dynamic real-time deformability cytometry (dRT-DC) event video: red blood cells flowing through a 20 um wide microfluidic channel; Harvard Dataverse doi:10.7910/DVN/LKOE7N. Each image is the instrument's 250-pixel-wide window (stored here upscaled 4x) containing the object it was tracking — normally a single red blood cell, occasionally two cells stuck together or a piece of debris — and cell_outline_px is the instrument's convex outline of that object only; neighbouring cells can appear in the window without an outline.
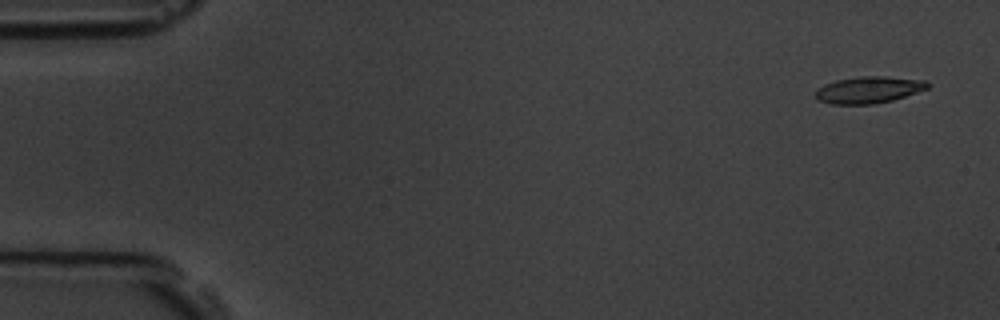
{"species": "common noctule bat (a hibernating species)", "species_latin": "Nyctalus noctula", "temperature_condition": "room temperature", "stored_images_in_passage": 6, "camera_frame_rate_fps": 3000, "um_per_image_px": 0.085, "animal": {"sex": "male", "body_mass_g": 19.5, "forearm_length_mm": 54.6}, "frame": {"image": 1, "passage_image": 1, "time_ms": 0.0, "image_size_px": [1000, 320], "cell_outline_px": [[932, 84], [928, 88], [892, 100], [872, 104], [832, 104], [820, 100], [816, 96], [816, 88], [824, 84], [836, 80], [860, 76], [884, 76], [928, 80]], "centroid_in_image_um": [73.87, 7.62], "position_along_channel_um": 11.1, "area_um2": 17.46}}
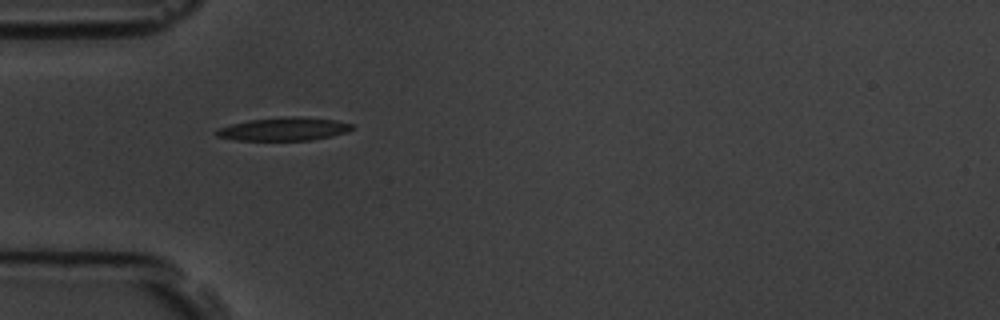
{"frame": {"image": 2, "passage_image": 5, "time_ms": 4.667, "image_size_px": [1000, 320], "cell_outline_px": [[356, 128], [348, 132], [312, 140], [236, 140], [216, 136], [216, 128], [248, 120], [284, 116], [300, 116], [336, 120], [352, 124]], "centroid_in_image_um": [24.15, 10.96], "position_along_channel_um": 60.8, "area_um2": 18.5}}
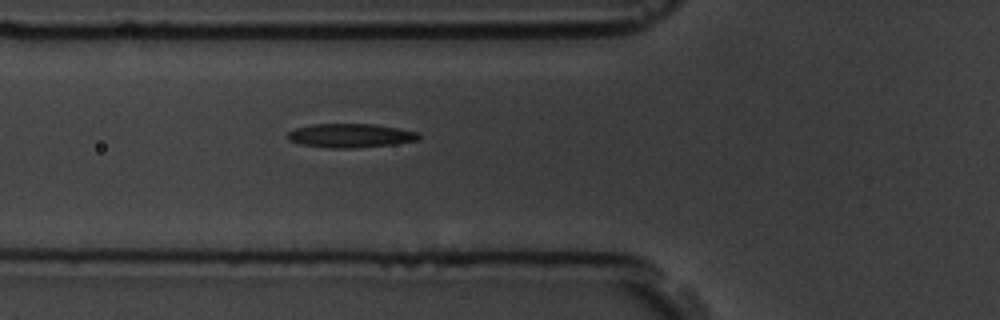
{"frame": {"image": 3, "passage_image": 6, "time_ms": 5.667, "image_size_px": [1000, 320], "cell_outline_px": [[420, 140], [392, 144], [356, 148], [328, 148], [300, 144], [288, 140], [284, 136], [288, 132], [296, 128], [312, 124], [372, 124], [400, 128], [416, 132], [420, 136]], "centroid_in_image_um": [29.75, 11.53], "position_along_channel_um": 96.1, "area_um2": 18.38}}